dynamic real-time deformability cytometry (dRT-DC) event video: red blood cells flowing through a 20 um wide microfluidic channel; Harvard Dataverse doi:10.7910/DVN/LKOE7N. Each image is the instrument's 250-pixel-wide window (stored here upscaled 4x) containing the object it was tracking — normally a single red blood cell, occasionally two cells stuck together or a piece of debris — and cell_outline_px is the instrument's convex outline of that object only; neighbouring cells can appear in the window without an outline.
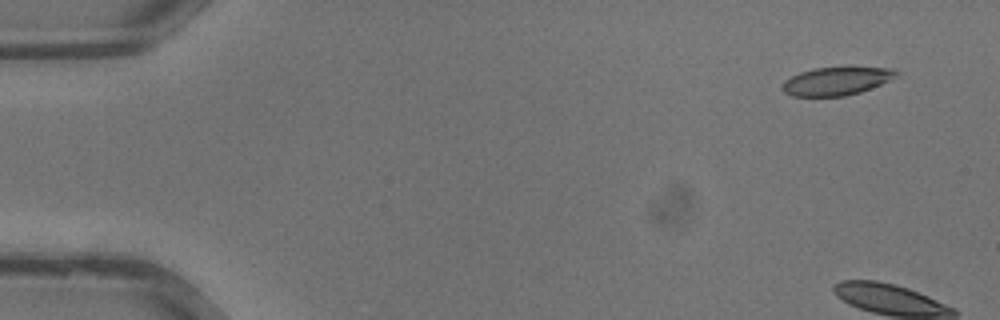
{"species": "common noctule bat (a hibernating species)", "species_latin": "Nyctalus noctula", "temperature_condition": "warm", "stored_images_in_passage": 5, "camera_frame_rate_fps": 3000, "um_per_image_px": 0.085, "animal": {"sex": "male", "body_mass_g": 13.3}, "frame": {"image": 1, "passage_image": 3, "time_ms": 0.667, "image_size_px": [1000, 320], "cell_outline_px": [[900, 72], [896, 76], [880, 84], [860, 92], [844, 96], [792, 96], [784, 92], [780, 88], [784, 80], [800, 72], [816, 68], [896, 68]], "centroid_in_image_um": [71.06, 6.9], "position_along_channel_um": 13.9, "area_um2": 18.44}}